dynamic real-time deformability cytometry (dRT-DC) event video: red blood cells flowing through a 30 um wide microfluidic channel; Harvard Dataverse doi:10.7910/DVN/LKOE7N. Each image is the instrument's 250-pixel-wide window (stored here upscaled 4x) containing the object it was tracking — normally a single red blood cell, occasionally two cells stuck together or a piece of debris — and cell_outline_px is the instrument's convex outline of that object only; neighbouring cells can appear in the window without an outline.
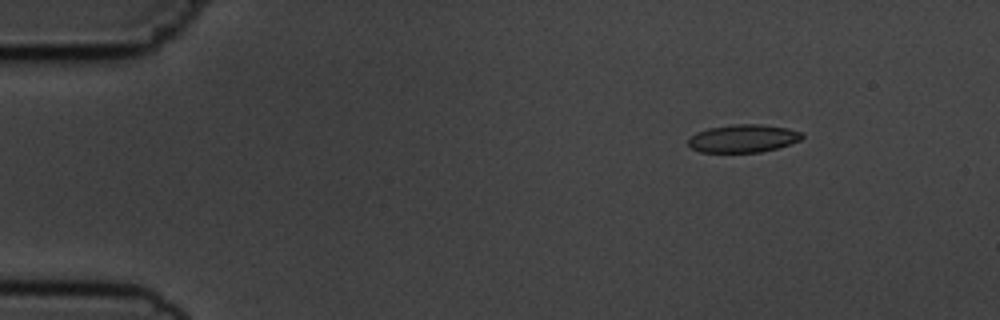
{"species": "common noctule bat (a hibernating species)", "species_latin": "Nyctalus noctula", "temperature_condition": "cold", "stored_images_in_passage": 5, "camera_frame_rate_fps": 3000, "um_per_image_px": 0.085, "animal": {"sex": "male", "body_mass_g": 19.5, "forearm_length_mm": 54.6}, "frame": {"image": 1, "passage_image": 3, "time_ms": 2.333, "image_size_px": [1000, 320], "cell_outline_px": [[804, 136], [800, 140], [776, 148], [760, 152], [700, 152], [692, 148], [688, 144], [688, 140], [696, 132], [708, 128], [732, 124], [760, 124], [788, 128], [800, 132]], "centroid_in_image_um": [63.15, 11.76], "position_along_channel_um": 21.9, "area_um2": 18.38}}
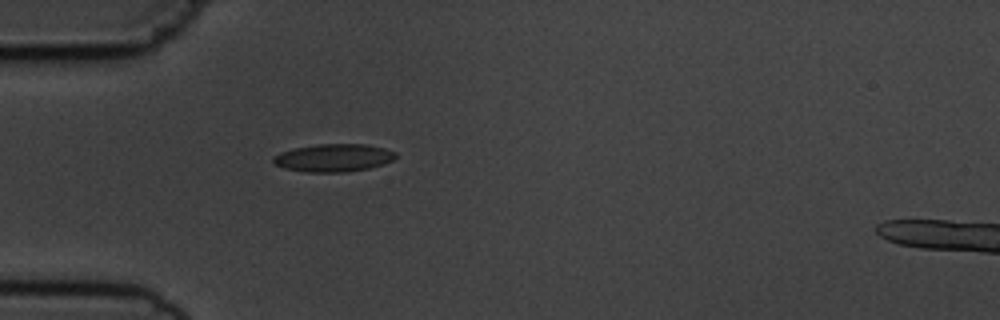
{"frame": {"image": 2, "passage_image": 5, "time_ms": 5.333, "image_size_px": [1000, 320], "cell_outline_px": [[396, 156], [392, 160], [384, 164], [368, 168], [344, 172], [304, 172], [284, 168], [276, 164], [272, 160], [272, 156], [280, 152], [296, 148], [320, 144], [368, 144], [384, 148], [396, 152]], "centroid_in_image_um": [28.35, 13.41], "position_along_channel_um": 56.6, "area_um2": 19.77}}